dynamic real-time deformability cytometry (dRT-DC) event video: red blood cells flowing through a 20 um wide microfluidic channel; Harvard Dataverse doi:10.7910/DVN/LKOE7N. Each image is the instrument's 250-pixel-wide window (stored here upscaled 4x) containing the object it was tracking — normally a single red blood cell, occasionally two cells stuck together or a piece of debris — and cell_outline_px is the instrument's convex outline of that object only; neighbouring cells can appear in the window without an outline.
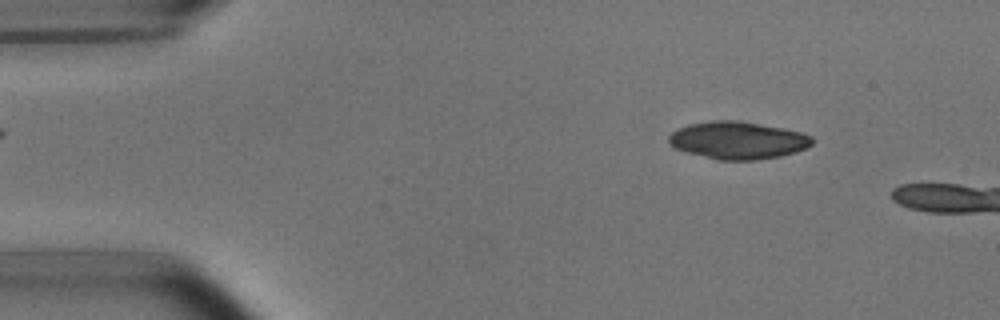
{"species": "common noctule bat (a hibernating species)", "species_latin": "Nyctalus noctula", "temperature_condition": "room temperature", "stored_images_in_passage": 14, "camera_frame_rate_fps": 3000, "um_per_image_px": 0.085, "animal": {"sex": "male", "body_mass_g": 15.6}, "frame": {"image": 1, "passage_image": 6, "time_ms": 1.667, "image_size_px": [1000, 320], "cell_outline_px": [[812, 144], [808, 148], [796, 152], [780, 156], [756, 160], [720, 160], [688, 152], [676, 148], [668, 144], [668, 136], [672, 132], [688, 124], [708, 120], [740, 120], [784, 128], [800, 132], [812, 136]], "centroid_in_image_um": [62.73, 11.91], "position_along_channel_um": 22.3, "area_um2": 31.44}}